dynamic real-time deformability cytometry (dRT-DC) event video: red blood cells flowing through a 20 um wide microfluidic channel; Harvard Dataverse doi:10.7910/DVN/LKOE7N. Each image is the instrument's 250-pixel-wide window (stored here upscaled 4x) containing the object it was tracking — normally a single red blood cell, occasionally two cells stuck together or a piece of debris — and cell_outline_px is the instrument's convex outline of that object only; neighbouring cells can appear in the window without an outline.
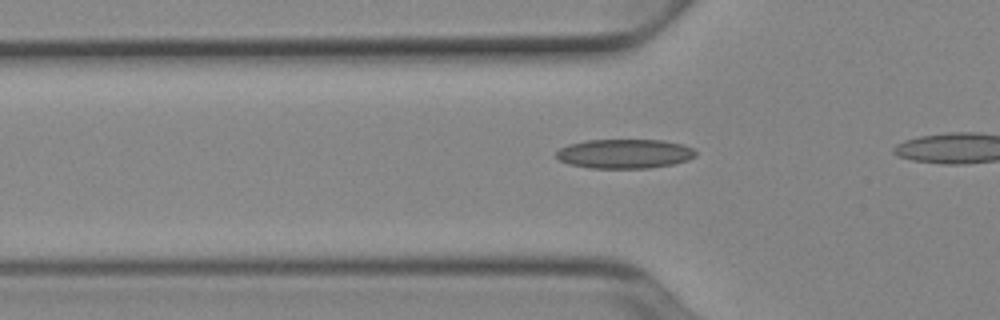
{"species": "Egyptian fruit bat (a non-hibernating species)", "species_latin": "Rousettus aegyptiacus", "temperature_condition": "cold", "stored_images_in_passage": 13, "camera_frame_rate_fps": 3000, "um_per_image_px": 0.085, "animal": {"sex": "female"}, "frame": {"image": 1, "passage_image": 4, "time_ms": 1.0, "image_size_px": [1000, 320], "cell_outline_px": [[696, 156], [688, 160], [672, 164], [648, 168], [588, 168], [568, 164], [560, 160], [556, 156], [556, 152], [560, 148], [568, 144], [588, 140], [664, 140], [680, 144], [692, 148], [696, 152]], "centroid_in_image_um": [53.07, 13.07], "position_along_channel_um": 72.7, "area_um2": 23.81}}
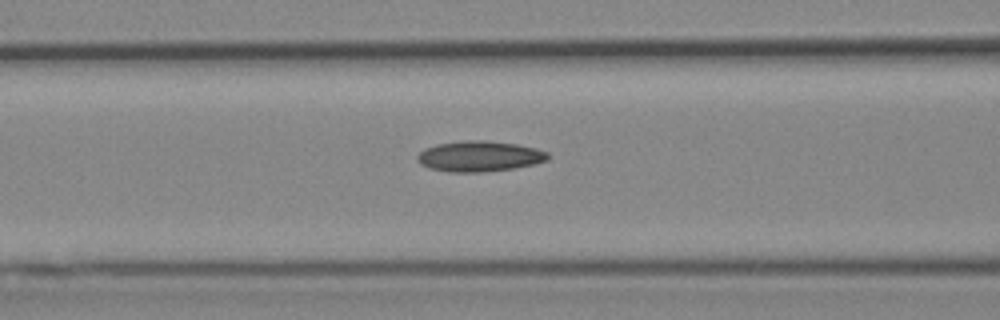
{"frame": {"image": 2, "passage_image": 8, "time_ms": 2.333, "image_size_px": [1000, 320], "cell_outline_px": [[548, 160], [532, 164], [512, 168], [480, 172], [448, 172], [428, 168], [420, 164], [416, 160], [416, 156], [424, 148], [436, 144], [468, 140], [484, 140], [516, 144], [536, 148], [548, 152]], "centroid_in_image_um": [40.7, 13.28], "position_along_channel_um": 125.9, "area_um2": 23.24}}
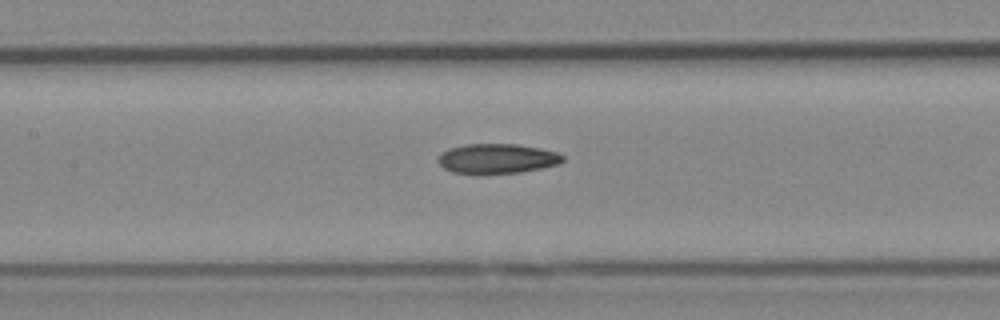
{"frame": {"image": 3, "passage_image": 11, "time_ms": 3.333, "image_size_px": [1000, 320], "cell_outline_px": [[564, 160], [560, 164], [520, 172], [484, 176], [480, 176], [452, 172], [444, 168], [436, 160], [440, 152], [448, 148], [464, 144], [516, 144], [540, 148], [556, 152], [564, 156]], "centroid_in_image_um": [42.19, 13.51], "position_along_channel_um": 165.2, "area_um2": 22.37}}